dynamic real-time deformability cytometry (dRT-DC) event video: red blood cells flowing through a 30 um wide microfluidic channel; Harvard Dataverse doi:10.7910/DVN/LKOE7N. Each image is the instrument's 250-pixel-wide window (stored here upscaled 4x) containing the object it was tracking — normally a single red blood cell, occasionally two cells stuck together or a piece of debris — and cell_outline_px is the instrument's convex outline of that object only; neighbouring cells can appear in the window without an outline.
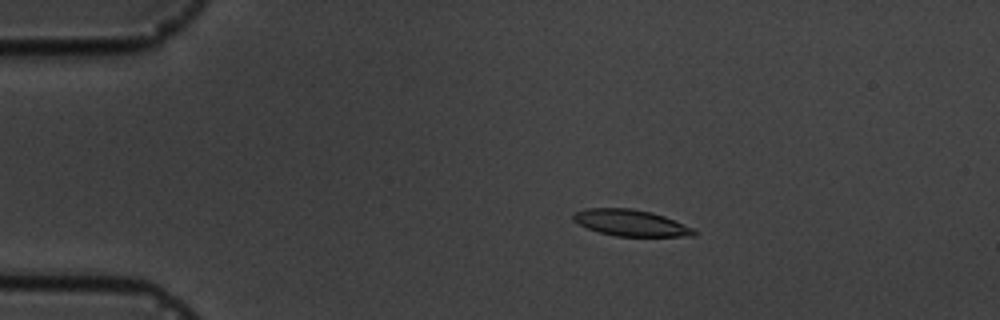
{"species": "common noctule bat (a hibernating species)", "species_latin": "Nyctalus noctula", "temperature_condition": "cold", "stored_images_in_passage": 5, "camera_frame_rate_fps": 3000, "um_per_image_px": 0.085, "animal": {"sex": "male", "body_mass_g": 19.5, "forearm_length_mm": 54.6}, "frame": {"image": 1, "passage_image": 3, "time_ms": 2.333, "image_size_px": [1000, 320], "cell_outline_px": [[696, 232], [692, 236], [616, 236], [600, 232], [588, 228], [572, 220], [572, 216], [576, 212], [584, 208], [632, 208], [652, 212], [664, 216], [692, 228]], "centroid_in_image_um": [53.58, 18.93], "position_along_channel_um": 31.4, "area_um2": 18.32}}